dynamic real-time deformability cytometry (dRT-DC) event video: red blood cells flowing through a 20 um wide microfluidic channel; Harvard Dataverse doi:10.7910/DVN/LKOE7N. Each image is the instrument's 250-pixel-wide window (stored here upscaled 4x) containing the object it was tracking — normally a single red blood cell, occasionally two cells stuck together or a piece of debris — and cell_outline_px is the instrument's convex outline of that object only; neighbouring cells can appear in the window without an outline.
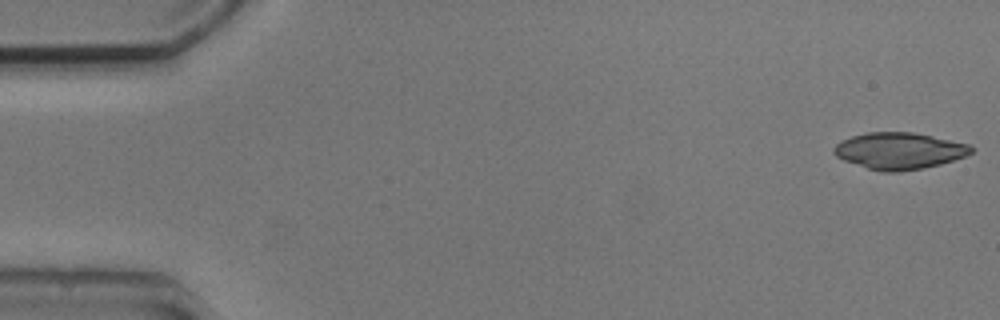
{"species": "common noctule bat (a hibernating species)", "species_latin": "Nyctalus noctula", "temperature_condition": "cold", "stored_images_in_passage": 7, "camera_frame_rate_fps": 3000, "um_per_image_px": 0.085, "animal": {"sex": "male", "body_mass_g": 20.5, "forearm_length_mm": 52.5}, "frame": {"image": 1, "passage_image": 1, "time_ms": 0.0, "image_size_px": [1000, 320], "cell_outline_px": [[976, 148], [972, 152], [964, 156], [940, 164], [924, 168], [900, 172], [880, 172], [844, 160], [836, 156], [832, 152], [832, 148], [836, 144], [852, 136], [868, 132], [912, 132], [972, 144]], "centroid_in_image_um": [76.46, 12.82], "position_along_channel_um": 8.5, "area_um2": 29.36}}